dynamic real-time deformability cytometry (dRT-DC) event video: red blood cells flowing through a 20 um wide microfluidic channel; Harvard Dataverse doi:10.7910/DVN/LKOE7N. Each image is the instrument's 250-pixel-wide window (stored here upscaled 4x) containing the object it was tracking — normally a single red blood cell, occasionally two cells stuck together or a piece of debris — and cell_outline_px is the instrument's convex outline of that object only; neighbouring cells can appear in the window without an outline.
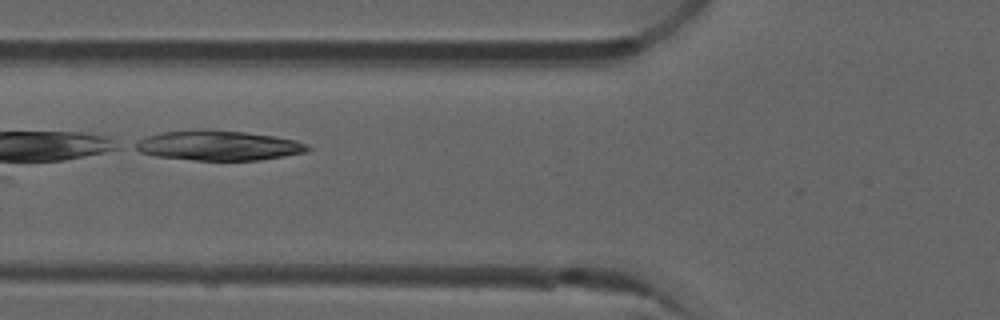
{"species": "common noctule bat (a hibernating species)", "species_latin": "Nyctalus noctula", "temperature_condition": "room temperature", "stored_images_in_passage": 12, "camera_frame_rate_fps": 3000, "um_per_image_px": 0.085, "animal": {"sex": "male", "forearm_length_mm": 52.5}, "frame": {"image": 1, "passage_image": 7, "time_ms": 2.0, "image_size_px": [1000, 320], "cell_outline_px": [[312, 148], [304, 152], [284, 156], [260, 160], [196, 160], [156, 156], [140, 152], [132, 148], [136, 140], [144, 136], [160, 132], [204, 128], [212, 128], [244, 132], [272, 136], [296, 140], [308, 144]], "centroid_in_image_um": [18.49, 12.35], "position_along_channel_um": 107.3, "area_um2": 30.46}}
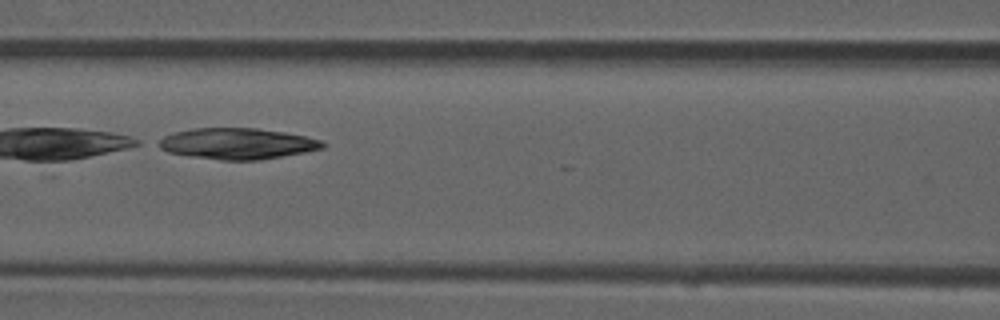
{"frame": {"image": 2, "passage_image": 10, "time_ms": 3.0, "image_size_px": [1000, 320], "cell_outline_px": [[328, 144], [324, 148], [304, 152], [260, 160], [220, 160], [192, 156], [168, 152], [152, 144], [156, 140], [172, 132], [192, 128], [256, 128], [284, 132], [304, 136], [320, 140]], "centroid_in_image_um": [20.11, 12.2], "position_along_channel_um": 146.5, "area_um2": 29.88}}